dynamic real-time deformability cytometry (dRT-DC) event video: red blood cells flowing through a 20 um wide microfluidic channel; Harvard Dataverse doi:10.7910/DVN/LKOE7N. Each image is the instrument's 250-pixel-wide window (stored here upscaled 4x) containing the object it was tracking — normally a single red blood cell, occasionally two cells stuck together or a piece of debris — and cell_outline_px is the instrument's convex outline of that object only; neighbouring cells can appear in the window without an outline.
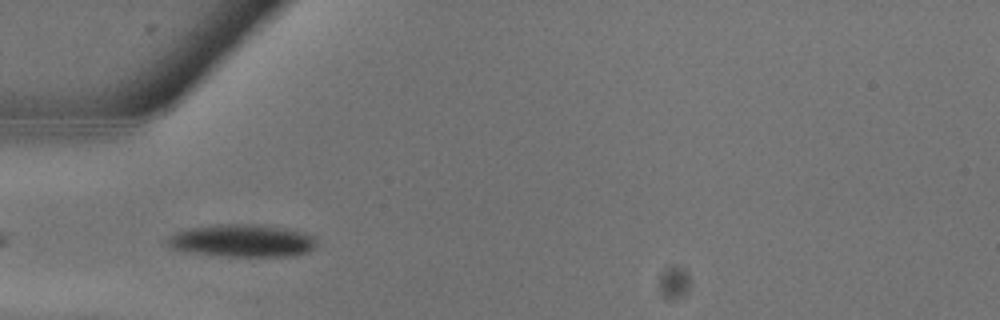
{"species": "common noctule bat (a hibernating species)", "species_latin": "Nyctalus noctula", "temperature_condition": "warm", "stored_images_in_passage": 12, "camera_frame_rate_fps": 3000, "um_per_image_px": 0.085, "animal": {"sex": "male", "body_mass_g": 13.3}, "frame": {"image": 1, "passage_image": 9, "time_ms": 2.667, "image_size_px": [1000, 320], "cell_outline_px": [[316, 244], [308, 252], [292, 256], [224, 256], [196, 252], [172, 248], [164, 240], [168, 236], [176, 232], [188, 228], [228, 224], [256, 224], [284, 228], [304, 232], [316, 236]], "centroid_in_image_um": [20.63, 20.45], "position_along_channel_um": 64.4, "area_um2": 28.09}}
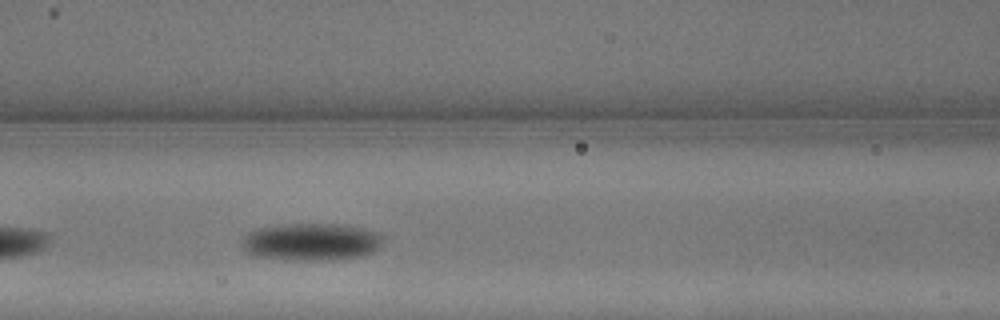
{"frame": {"image": 2, "passage_image": 12, "time_ms": 3.667, "image_size_px": [1000, 320], "cell_outline_px": [[384, 236], [380, 244], [372, 252], [364, 256], [332, 260], [292, 260], [256, 256], [248, 252], [240, 244], [252, 232], [260, 228], [296, 224], [332, 224], [360, 228], [380, 232]], "centroid_in_image_um": [26.52, 20.58], "position_along_channel_um": 140.1, "area_um2": 30.17}}